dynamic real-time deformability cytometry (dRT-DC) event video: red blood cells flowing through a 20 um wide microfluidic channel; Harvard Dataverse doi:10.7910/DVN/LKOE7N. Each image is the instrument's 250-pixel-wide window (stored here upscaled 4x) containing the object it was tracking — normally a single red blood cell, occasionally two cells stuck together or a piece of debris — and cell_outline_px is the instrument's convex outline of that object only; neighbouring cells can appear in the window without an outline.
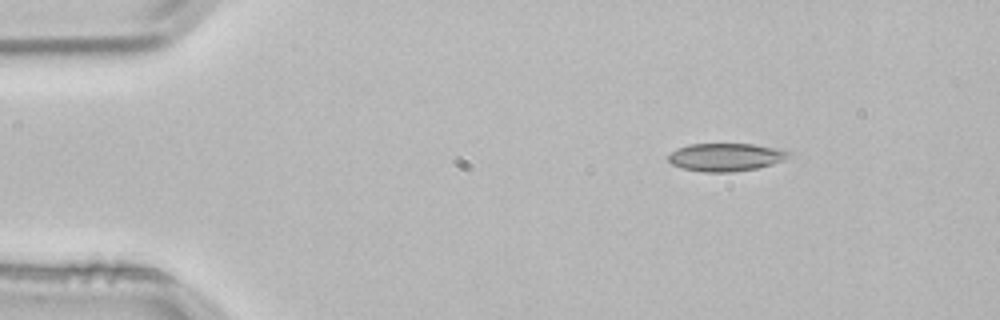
{"species": "common noctule bat (a hibernating species)", "species_latin": "Nyctalus noctula", "temperature_condition": "room temperature", "stored_images_in_passage": 3, "camera_frame_rate_fps": 3000, "um_per_image_px": 0.085, "animal": {"sex": "male", "body_mass_g": 21.5, "forearm_length_mm": 52.0}, "frame": {"image": 1, "passage_image": 1, "time_ms": 0.0, "image_size_px": [1000, 320], "cell_outline_px": [[788, 156], [772, 164], [756, 168], [732, 172], [704, 172], [680, 168], [672, 164], [668, 160], [668, 156], [676, 148], [688, 144], [752, 144], [776, 148], [788, 152]], "centroid_in_image_um": [61.6, 13.36], "position_along_channel_um": 23.4, "area_um2": 19.36}}
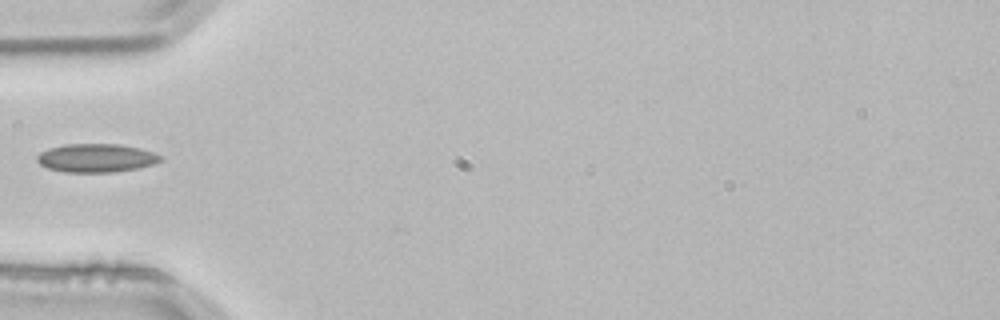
{"frame": {"image": 2, "passage_image": 3, "time_ms": 0.667, "image_size_px": [1000, 320], "cell_outline_px": [[164, 160], [152, 164], [136, 168], [112, 172], [64, 172], [48, 168], [40, 164], [36, 160], [36, 156], [40, 152], [48, 148], [64, 144], [120, 144], [140, 148], [164, 156]], "centroid_in_image_um": [8.17, 13.42], "position_along_channel_um": 76.8, "area_um2": 20.58}}